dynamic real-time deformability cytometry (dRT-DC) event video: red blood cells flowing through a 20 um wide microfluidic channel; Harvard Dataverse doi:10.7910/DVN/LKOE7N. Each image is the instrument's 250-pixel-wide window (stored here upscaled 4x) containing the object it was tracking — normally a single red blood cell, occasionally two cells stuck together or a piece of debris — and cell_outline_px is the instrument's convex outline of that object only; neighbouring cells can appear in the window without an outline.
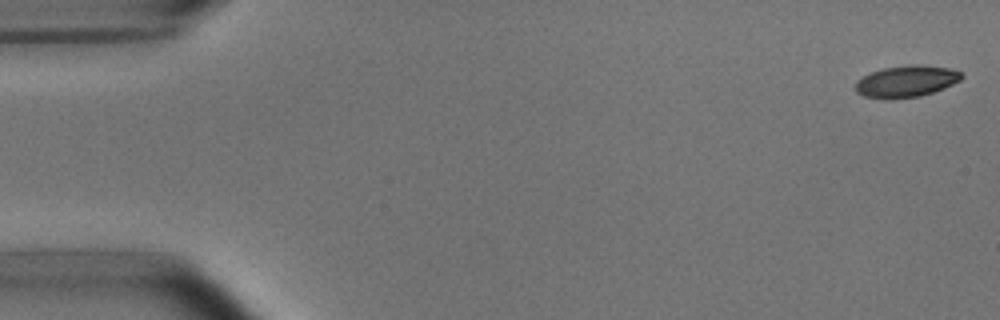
{"species": "common noctule bat (a hibernating species)", "species_latin": "Nyctalus noctula", "temperature_condition": "room temperature", "stored_images_in_passage": 6, "segment_of_instrument_passage": [1, 2], "camera_frame_rate_fps": 3000, "um_per_image_px": 0.085, "animal": {"sex": "male", "body_mass_g": 15.6}, "frame": {"image": 1, "passage_image": 1, "time_ms": 0.0, "image_size_px": [1000, 320], "cell_outline_px": [[964, 76], [960, 80], [944, 88], [920, 96], [888, 100], [864, 96], [856, 92], [856, 80], [872, 72], [884, 68], [908, 64], [920, 64], [952, 68], [960, 72]], "centroid_in_image_um": [77.04, 6.91], "position_along_channel_um": 8.0, "area_um2": 19.71}}
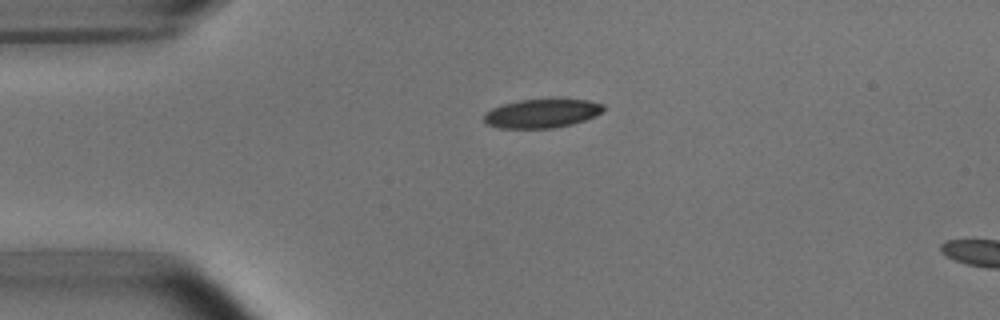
{"frame": {"image": 2, "passage_image": 4, "time_ms": 3.667, "image_size_px": [1000, 320], "cell_outline_px": [[604, 108], [596, 116], [572, 124], [556, 128], [500, 128], [488, 124], [484, 120], [484, 116], [492, 108], [504, 104], [520, 100], [588, 100], [604, 104]], "centroid_in_image_um": [46.08, 9.65], "position_along_channel_um": 38.9, "area_um2": 19.71}}